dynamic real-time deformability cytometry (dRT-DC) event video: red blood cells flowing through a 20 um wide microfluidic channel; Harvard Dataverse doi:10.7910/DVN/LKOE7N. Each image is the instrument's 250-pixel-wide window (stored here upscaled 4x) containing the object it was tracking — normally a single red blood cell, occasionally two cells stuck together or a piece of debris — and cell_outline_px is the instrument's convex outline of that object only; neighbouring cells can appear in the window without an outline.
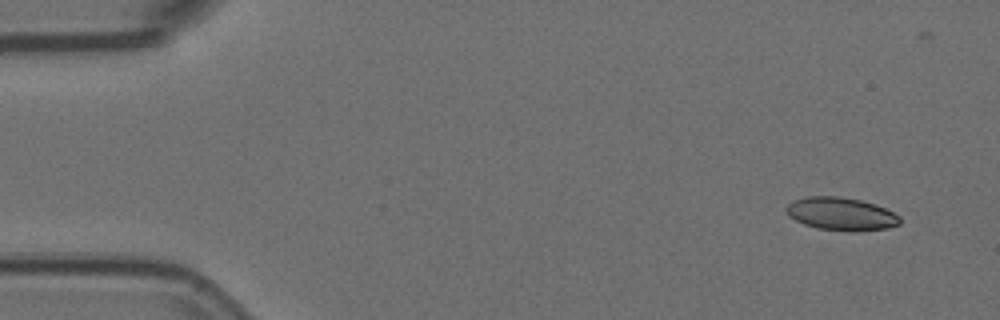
{"species": "Egyptian fruit bat (a non-hibernating species)", "species_latin": "Rousettus aegyptiacus", "temperature_condition": "room temperature", "stored_images_in_passage": 8, "camera_frame_rate_fps": 3000, "um_per_image_px": 0.085, "animal": {"sex": "female"}, "frame": {"image": 1, "passage_image": 1, "time_ms": 0.0, "image_size_px": [1000, 320], "cell_outline_px": [[900, 224], [888, 228], [816, 228], [804, 224], [788, 216], [784, 208], [792, 200], [808, 196], [840, 196], [860, 200], [876, 204], [900, 216]], "centroid_in_image_um": [71.42, 18.11], "position_along_channel_um": 13.6, "area_um2": 20.98}}
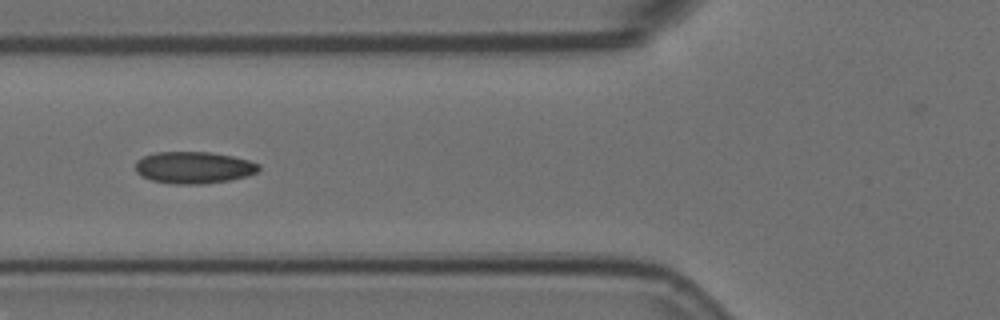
{"frame": {"image": 2, "passage_image": 6, "time_ms": 1.667, "image_size_px": [1000, 320], "cell_outline_px": [[260, 168], [256, 172], [248, 176], [228, 180], [200, 184], [176, 184], [152, 180], [140, 176], [136, 172], [136, 160], [144, 156], [156, 152], [208, 152], [232, 156], [248, 160], [260, 164]], "centroid_in_image_um": [16.46, 14.24], "position_along_channel_um": 109.3, "area_um2": 22.83}}
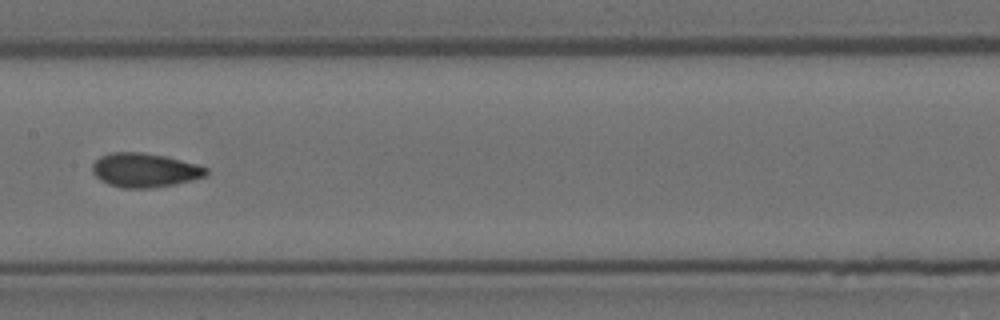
{"frame": {"image": 3, "passage_image": 8, "time_ms": 2.333, "image_size_px": [1000, 320], "cell_outline_px": [[208, 172], [204, 176], [192, 180], [176, 184], [148, 188], [120, 188], [108, 184], [100, 180], [92, 172], [92, 164], [100, 156], [112, 152], [140, 152], [164, 156], [196, 164], [208, 168]], "centroid_in_image_um": [12.27, 14.47], "position_along_channel_um": 195.1, "area_um2": 22.54}}